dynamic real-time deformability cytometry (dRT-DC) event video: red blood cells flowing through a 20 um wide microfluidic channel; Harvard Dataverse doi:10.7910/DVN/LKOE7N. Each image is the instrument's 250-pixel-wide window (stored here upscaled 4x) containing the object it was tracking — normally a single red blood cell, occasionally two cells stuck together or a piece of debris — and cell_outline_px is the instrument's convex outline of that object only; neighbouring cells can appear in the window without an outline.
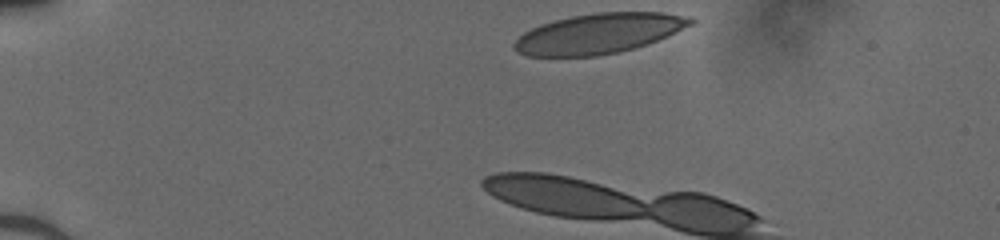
{"species": "human", "species_latin": "Homo sapiens", "temperature_condition": "cold", "stored_images_in_passage": 5, "camera_frame_rate_fps": 3000, "um_per_image_px": 0.085, "donor": {"sex": "male"}, "frame": {"image": 1, "passage_image": 1, "time_ms": 0.0, "image_size_px": [1000, 240], "cell_outline_px": [[696, 20], [692, 24], [648, 44], [620, 52], [596, 56], [528, 56], [516, 52], [512, 48], [512, 44], [524, 32], [540, 24], [572, 16], [596, 12], [664, 12]], "centroid_in_image_um": [50.84, 2.86], "position_along_channel_um": 34.2, "area_um2": 40.98}}